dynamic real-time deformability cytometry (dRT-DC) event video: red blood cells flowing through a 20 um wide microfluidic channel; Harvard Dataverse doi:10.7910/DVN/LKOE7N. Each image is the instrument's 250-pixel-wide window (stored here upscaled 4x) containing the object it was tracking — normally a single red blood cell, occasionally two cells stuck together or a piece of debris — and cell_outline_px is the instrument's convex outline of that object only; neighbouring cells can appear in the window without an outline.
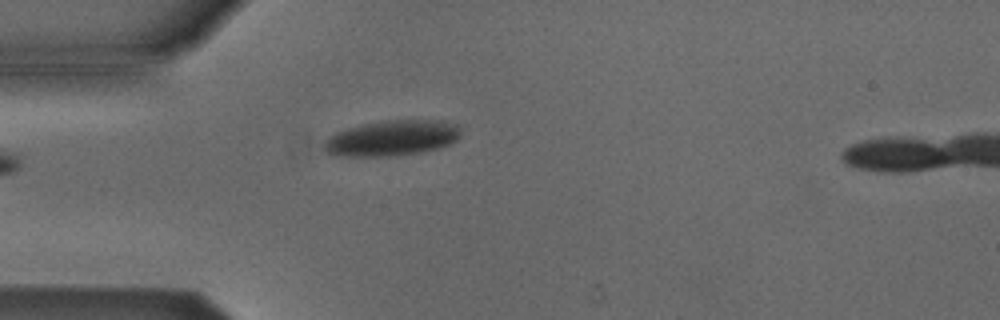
{"species": "Egyptian fruit bat (a non-hibernating species)", "species_latin": "Rousettus aegyptiacus", "temperature_condition": "cold", "stored_images_in_passage": 34, "camera_frame_rate_fps": 3000, "um_per_image_px": 0.085, "animal": {"sex": "male"}, "frame": {"image": 1, "passage_image": 1, "time_ms": 0.0, "image_size_px": [1000, 320], "cell_outline_px": [[460, 136], [456, 140], [448, 144], [436, 148], [420, 152], [396, 156], [332, 156], [324, 152], [324, 140], [328, 136], [336, 132], [348, 128], [380, 120], [444, 120], [456, 124], [460, 128]], "centroid_in_image_um": [33.27, 11.73], "position_along_channel_um": 51.7, "area_um2": 28.55}}
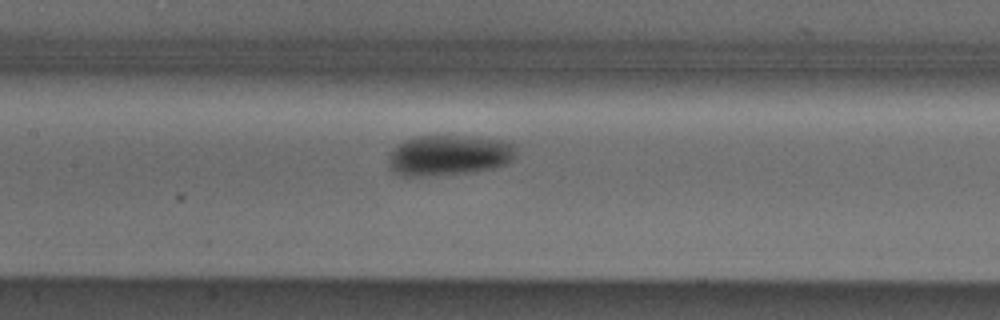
{"frame": {"image": 2, "passage_image": 11, "time_ms": 3.333, "image_size_px": [1000, 320], "cell_outline_px": [[516, 152], [512, 160], [504, 164], [492, 168], [464, 172], [424, 176], [400, 176], [388, 168], [388, 156], [392, 148], [396, 144], [404, 140], [416, 136], [460, 136], [500, 140], [512, 144]], "centroid_in_image_um": [38.04, 13.19], "position_along_channel_um": 169.4, "area_um2": 29.88}}
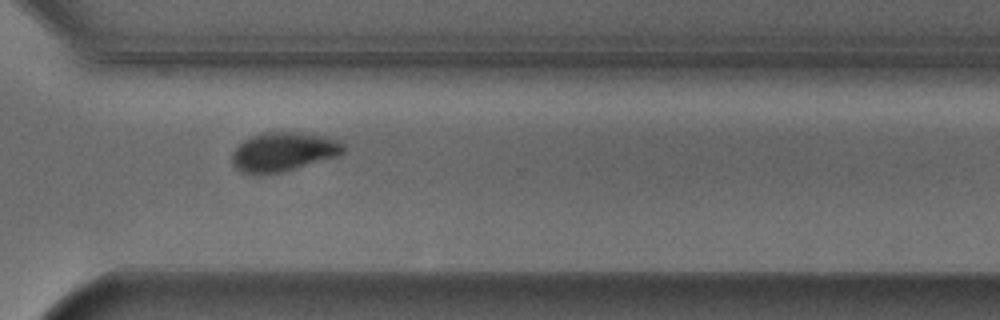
{"frame": {"image": 3, "passage_image": 25, "time_ms": 8.0, "image_size_px": [1000, 320], "cell_outline_px": [[344, 152], [340, 156], [280, 172], [244, 172], [236, 168], [232, 164], [232, 152], [244, 140], [252, 136], [264, 132], [300, 132], [324, 136], [340, 140], [344, 144]], "centroid_in_image_um": [24.14, 12.87], "position_along_channel_um": 346.5, "area_um2": 25.03}, "authors_computed_cell_mechanics": {"area_um2": 28.0908, "velocity_mm_per_s": 3.8032, "shape_relaxation_time_tau1_ms": 2.4594, "shape_relaxation_time_tau2_ms": null, "deformation_change_tau1": 0.1042, "deformation_change_tau2": null}}